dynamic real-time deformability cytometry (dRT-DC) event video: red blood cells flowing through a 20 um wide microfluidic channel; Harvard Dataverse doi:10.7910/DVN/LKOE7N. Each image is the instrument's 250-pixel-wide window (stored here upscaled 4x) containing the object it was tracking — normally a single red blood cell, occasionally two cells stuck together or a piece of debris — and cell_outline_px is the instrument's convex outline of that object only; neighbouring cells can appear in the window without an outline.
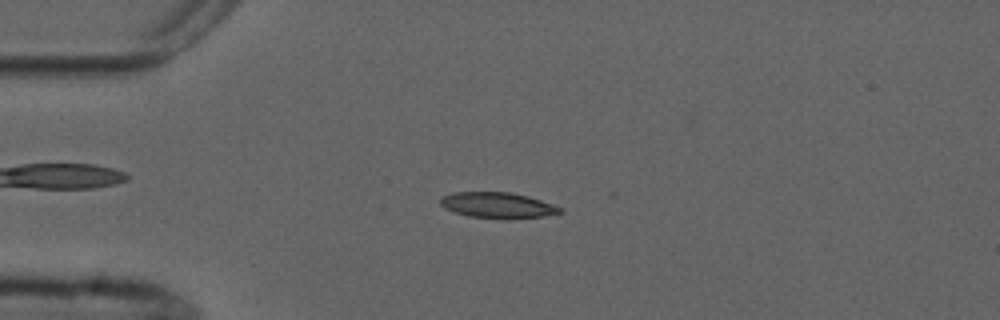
{"species": "common noctule bat (a hibernating species)", "species_latin": "Nyctalus noctula", "temperature_condition": "cold", "stored_images_in_passage": 6, "camera_frame_rate_fps": 3000, "um_per_image_px": 0.085, "animal": {"sex": "male", "forearm_length_mm": 52.5}, "frame": {"image": 1, "passage_image": 3, "time_ms": 2.0, "image_size_px": [1000, 320], "cell_outline_px": [[564, 212], [540, 216], [508, 220], [468, 216], [444, 208], [440, 204], [440, 196], [452, 192], [512, 192], [528, 196], [564, 208]], "centroid_in_image_um": [42.29, 17.45], "position_along_channel_um": 42.7, "area_um2": 18.21}}
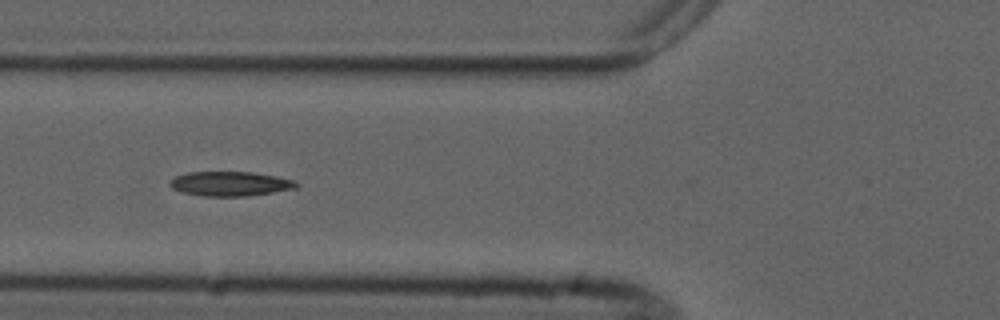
{"frame": {"image": 2, "passage_image": 5, "time_ms": 4.333, "image_size_px": [1000, 320], "cell_outline_px": [[300, 184], [296, 188], [248, 196], [204, 196], [180, 192], [172, 188], [168, 184], [168, 180], [176, 176], [188, 172], [252, 172], [276, 176], [296, 180]], "centroid_in_image_um": [19.55, 15.61], "position_along_channel_um": 106.3, "area_um2": 18.21}}
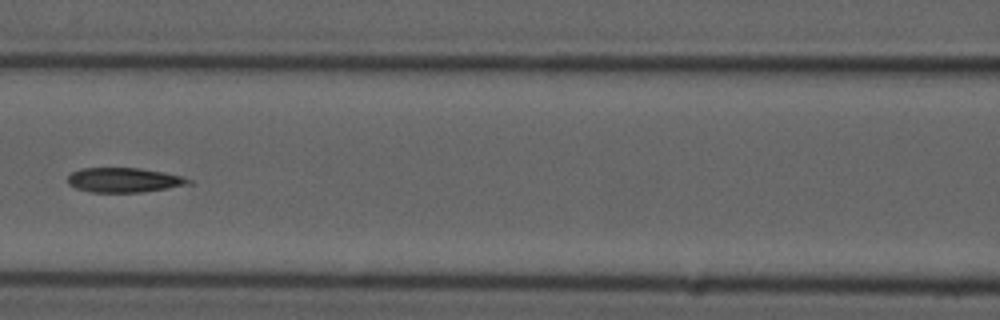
{"frame": {"image": 3, "passage_image": 6, "time_ms": 5.667, "image_size_px": [1000, 320], "cell_outline_px": [[192, 184], [168, 188], [140, 192], [92, 192], [76, 188], [68, 184], [68, 176], [72, 172], [80, 168], [140, 168], [164, 172], [184, 176], [192, 180]], "centroid_in_image_um": [10.57, 15.3], "position_along_channel_um": 156.0, "area_um2": 17.4}}